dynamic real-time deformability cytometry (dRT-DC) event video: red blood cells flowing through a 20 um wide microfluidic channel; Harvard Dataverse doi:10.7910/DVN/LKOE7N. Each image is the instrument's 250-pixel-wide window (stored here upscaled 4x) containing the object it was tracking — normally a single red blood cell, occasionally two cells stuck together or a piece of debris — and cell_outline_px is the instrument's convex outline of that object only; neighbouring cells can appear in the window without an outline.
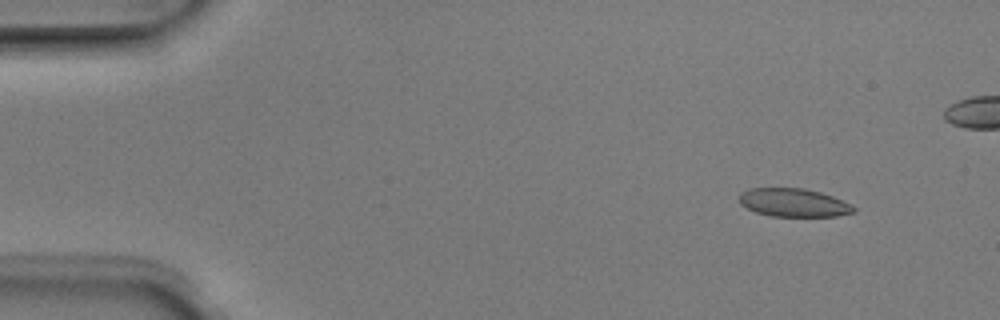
{"species": "Egyptian fruit bat (a non-hibernating species)", "species_latin": "Rousettus aegyptiacus", "temperature_condition": "room temperature", "stored_images_in_passage": 5, "camera_frame_rate_fps": 3000, "um_per_image_px": 0.085, "animal": {"sex": "male"}, "frame": {"image": 1, "passage_image": 2, "time_ms": 0.333, "image_size_px": [1000, 320], "cell_outline_px": [[856, 212], [836, 216], [772, 216], [756, 212], [740, 204], [736, 196], [740, 192], [752, 188], [804, 188], [820, 192], [832, 196], [852, 204], [856, 208]], "centroid_in_image_um": [67.45, 17.22], "position_along_channel_um": 17.6, "area_um2": 19.02}}
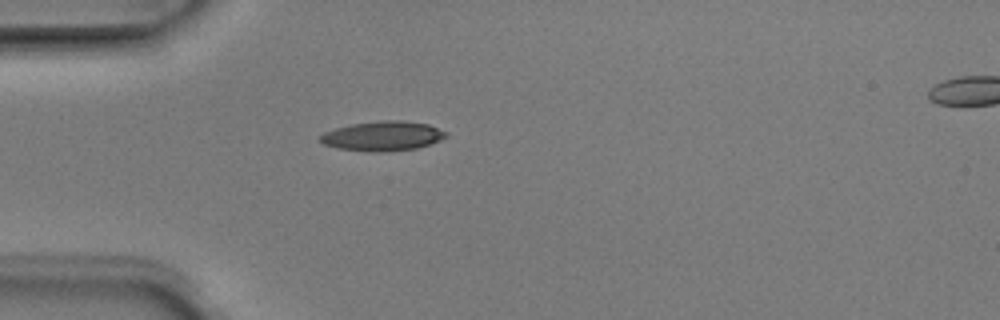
{"frame": {"image": 2, "passage_image": 5, "time_ms": 1.333, "image_size_px": [1000, 320], "cell_outline_px": [[448, 136], [440, 140], [416, 148], [384, 152], [372, 152], [336, 148], [324, 144], [316, 140], [316, 136], [324, 132], [336, 128], [352, 124], [380, 120], [404, 120], [428, 124], [448, 132]], "centroid_in_image_um": [32.49, 11.56], "position_along_channel_um": 52.5, "area_um2": 21.96}}